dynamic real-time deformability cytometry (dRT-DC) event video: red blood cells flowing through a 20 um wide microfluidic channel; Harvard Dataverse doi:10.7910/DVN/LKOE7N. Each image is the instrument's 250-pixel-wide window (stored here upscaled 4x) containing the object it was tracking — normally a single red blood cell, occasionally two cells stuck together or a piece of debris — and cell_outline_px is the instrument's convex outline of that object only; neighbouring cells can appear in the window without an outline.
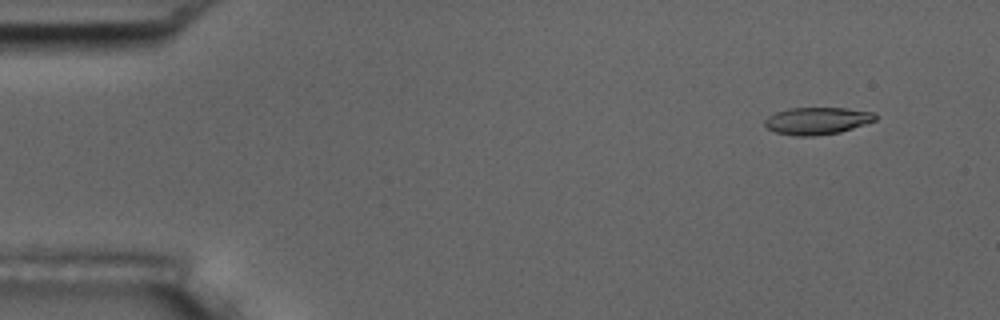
{"species": "common noctule bat (a hibernating species)", "species_latin": "Nyctalus noctula", "temperature_condition": "room temperature", "stored_images_in_passage": 55, "camera_frame_rate_fps": 3000, "um_per_image_px": 0.085, "animal": {"sex": "male", "body_mass_g": 17.5, "forearm_length_mm": 52.3}, "frame": {"image": 1, "passage_image": 5, "time_ms": 1.333, "image_size_px": [1000, 320], "cell_outline_px": [[876, 120], [840, 132], [812, 136], [796, 136], [776, 132], [764, 128], [764, 120], [768, 116], [776, 112], [788, 108], [848, 108], [876, 112]], "centroid_in_image_um": [69.44, 10.26], "position_along_channel_um": 15.6, "area_um2": 17.63}}
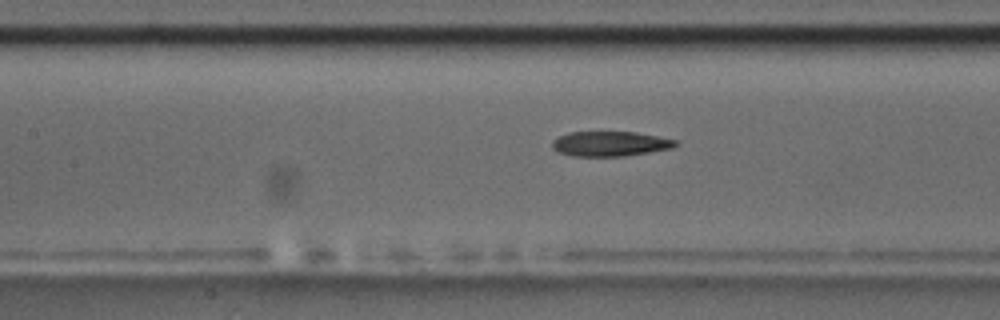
{"frame": {"image": 2, "passage_image": 25, "time_ms": 8.0, "image_size_px": [1000, 320], "cell_outline_px": [[680, 144], [672, 148], [624, 156], [572, 156], [556, 152], [552, 148], [552, 140], [568, 132], [636, 132], [676, 140]], "centroid_in_image_um": [51.83, 12.22], "position_along_channel_um": 155.6, "area_um2": 17.92}}
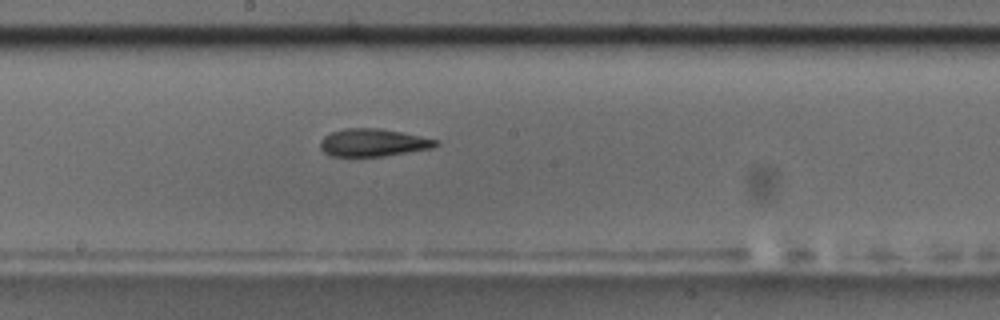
{"frame": {"image": 3, "passage_image": 30, "time_ms": 9.667, "image_size_px": [1000, 320], "cell_outline_px": [[440, 144], [432, 148], [384, 156], [328, 156], [320, 148], [320, 140], [324, 136], [332, 132], [344, 128], [380, 128], [420, 136], [436, 140]], "centroid_in_image_um": [31.67, 12.12], "position_along_channel_um": 216.5, "area_um2": 18.55}, "authors_computed_cell_mechanics": {"area_um2": 18.5538, "velocity_mm_per_s": 3.6813, "shape_relaxation_time_tau1_ms": null, "shape_relaxation_time_tau2_ms": 3.9243, "deformation_change_tau1": null, "deformation_change_tau2": 0.1375}}